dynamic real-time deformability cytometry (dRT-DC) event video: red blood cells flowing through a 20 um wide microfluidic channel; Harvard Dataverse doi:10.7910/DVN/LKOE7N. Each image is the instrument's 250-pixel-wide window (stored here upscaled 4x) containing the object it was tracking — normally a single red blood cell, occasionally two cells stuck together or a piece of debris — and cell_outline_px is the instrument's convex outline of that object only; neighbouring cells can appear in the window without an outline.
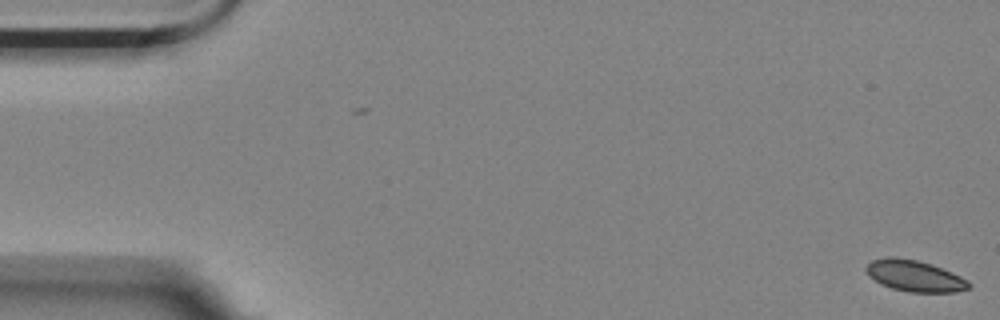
{"species": "Egyptian fruit bat (a non-hibernating species)", "species_latin": "Rousettus aegyptiacus", "temperature_condition": "room temperature", "stored_images_in_passage": 7, "camera_frame_rate_fps": 3000, "um_per_image_px": 0.085, "animal": {"sex": "female"}, "frame": {"image": 1, "passage_image": 1, "time_ms": 0.0, "image_size_px": [1000, 320], "cell_outline_px": [[972, 288], [956, 292], [908, 292], [892, 288], [880, 284], [868, 276], [864, 268], [872, 260], [888, 256], [892, 256], [916, 260], [932, 264], [952, 272], [968, 280], [972, 284]], "centroid_in_image_um": [77.75, 23.45], "position_along_channel_um": 7.2, "area_um2": 18.96}}
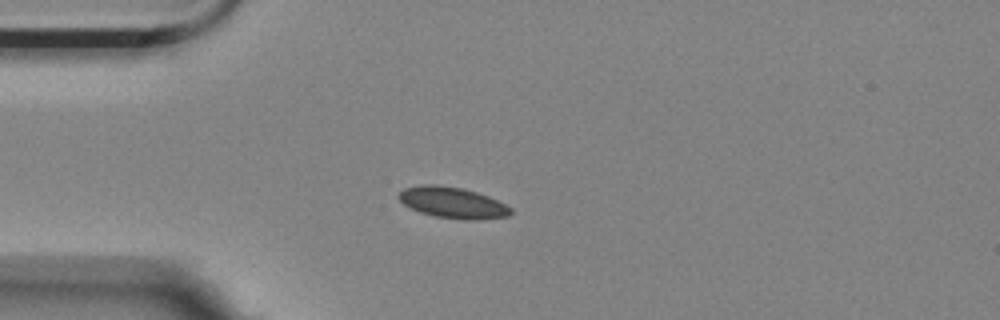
{"frame": {"image": 2, "passage_image": 5, "time_ms": 1.333, "image_size_px": [1000, 320], "cell_outline_px": [[512, 212], [508, 216], [480, 220], [464, 220], [436, 216], [420, 212], [404, 204], [400, 200], [400, 192], [404, 188], [420, 184], [436, 184], [464, 188], [488, 196], [512, 208]], "centroid_in_image_um": [38.49, 17.22], "position_along_channel_um": 46.5, "area_um2": 20.23}}
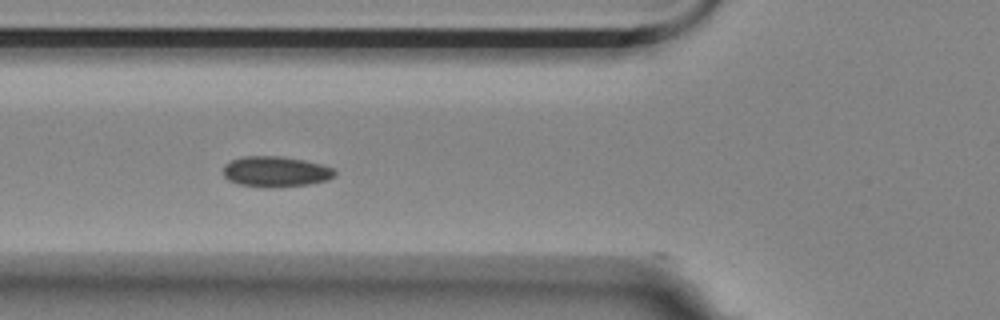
{"frame": {"image": 3, "passage_image": 7, "time_ms": 2.0, "image_size_px": [1000, 320], "cell_outline_px": [[336, 176], [328, 180], [308, 184], [272, 188], [236, 184], [228, 180], [224, 176], [224, 164], [232, 160], [244, 156], [280, 156], [304, 160], [320, 164], [332, 168], [336, 172]], "centroid_in_image_um": [23.42, 14.59], "position_along_channel_um": 102.4, "area_um2": 19.94}}